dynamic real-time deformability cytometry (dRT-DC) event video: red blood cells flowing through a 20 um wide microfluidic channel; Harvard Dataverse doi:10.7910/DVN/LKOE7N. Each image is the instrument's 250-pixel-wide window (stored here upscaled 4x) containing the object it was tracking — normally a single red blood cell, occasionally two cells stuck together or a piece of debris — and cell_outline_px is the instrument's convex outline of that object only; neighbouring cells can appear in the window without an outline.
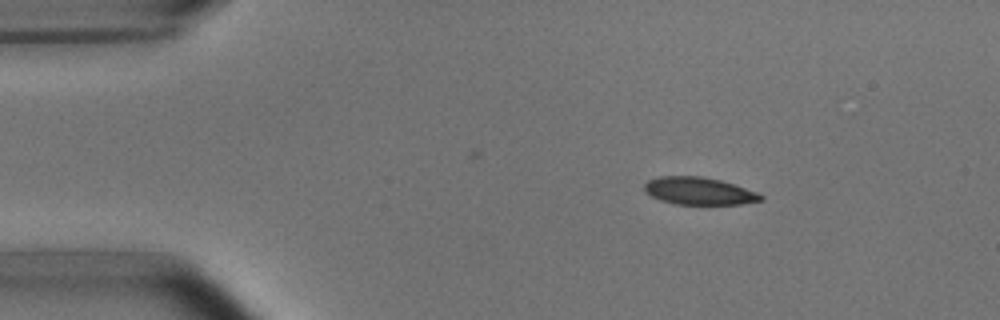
{"species": "common noctule bat (a hibernating species)", "species_latin": "Nyctalus noctula", "temperature_condition": "room temperature", "stored_images_in_passage": 5, "camera_frame_rate_fps": 3000, "um_per_image_px": 0.085, "animal": {"sex": "male", "body_mass_g": 15.6}, "frame": {"image": 1, "passage_image": 2, "time_ms": 1.333, "image_size_px": [1000, 320], "cell_outline_px": [[764, 200], [740, 204], [676, 204], [660, 200], [644, 192], [644, 184], [648, 180], [660, 176], [704, 176], [720, 180], [760, 192], [764, 196]], "centroid_in_image_um": [59.44, 16.23], "position_along_channel_um": 25.6, "area_um2": 18.79}}